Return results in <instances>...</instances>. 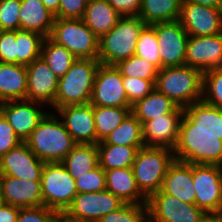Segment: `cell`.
Segmentation results:
<instances>
[{"mask_svg":"<svg viewBox=\"0 0 222 222\" xmlns=\"http://www.w3.org/2000/svg\"><path fill=\"white\" fill-rule=\"evenodd\" d=\"M183 110L175 160L222 166V109L202 100Z\"/></svg>","mask_w":222,"mask_h":222,"instance_id":"cell-1","label":"cell"},{"mask_svg":"<svg viewBox=\"0 0 222 222\" xmlns=\"http://www.w3.org/2000/svg\"><path fill=\"white\" fill-rule=\"evenodd\" d=\"M57 115L47 113L25 141L44 163L62 162L76 145Z\"/></svg>","mask_w":222,"mask_h":222,"instance_id":"cell-2","label":"cell"},{"mask_svg":"<svg viewBox=\"0 0 222 222\" xmlns=\"http://www.w3.org/2000/svg\"><path fill=\"white\" fill-rule=\"evenodd\" d=\"M204 72L187 65L159 70L155 89L179 107L185 108L203 98Z\"/></svg>","mask_w":222,"mask_h":222,"instance_id":"cell-3","label":"cell"},{"mask_svg":"<svg viewBox=\"0 0 222 222\" xmlns=\"http://www.w3.org/2000/svg\"><path fill=\"white\" fill-rule=\"evenodd\" d=\"M99 60L76 59L70 69L58 80L54 109L90 103Z\"/></svg>","mask_w":222,"mask_h":222,"instance_id":"cell-4","label":"cell"},{"mask_svg":"<svg viewBox=\"0 0 222 222\" xmlns=\"http://www.w3.org/2000/svg\"><path fill=\"white\" fill-rule=\"evenodd\" d=\"M145 25L139 16H122L117 25L99 39L100 64L115 66L132 57Z\"/></svg>","mask_w":222,"mask_h":222,"instance_id":"cell-5","label":"cell"},{"mask_svg":"<svg viewBox=\"0 0 222 222\" xmlns=\"http://www.w3.org/2000/svg\"><path fill=\"white\" fill-rule=\"evenodd\" d=\"M174 160L172 149L147 146L138 149L132 170L138 188L147 198L161 190L167 170Z\"/></svg>","mask_w":222,"mask_h":222,"instance_id":"cell-6","label":"cell"},{"mask_svg":"<svg viewBox=\"0 0 222 222\" xmlns=\"http://www.w3.org/2000/svg\"><path fill=\"white\" fill-rule=\"evenodd\" d=\"M49 38L77 59L98 60L99 38L82 19L55 18Z\"/></svg>","mask_w":222,"mask_h":222,"instance_id":"cell-7","label":"cell"},{"mask_svg":"<svg viewBox=\"0 0 222 222\" xmlns=\"http://www.w3.org/2000/svg\"><path fill=\"white\" fill-rule=\"evenodd\" d=\"M43 206L63 214L78 194L75 179L61 162L45 163L41 175Z\"/></svg>","mask_w":222,"mask_h":222,"instance_id":"cell-8","label":"cell"},{"mask_svg":"<svg viewBox=\"0 0 222 222\" xmlns=\"http://www.w3.org/2000/svg\"><path fill=\"white\" fill-rule=\"evenodd\" d=\"M124 204L107 189L99 192L78 193L72 204L62 214V222L100 220Z\"/></svg>","mask_w":222,"mask_h":222,"instance_id":"cell-9","label":"cell"},{"mask_svg":"<svg viewBox=\"0 0 222 222\" xmlns=\"http://www.w3.org/2000/svg\"><path fill=\"white\" fill-rule=\"evenodd\" d=\"M195 204L207 214H218L222 205V166L193 164Z\"/></svg>","mask_w":222,"mask_h":222,"instance_id":"cell-10","label":"cell"},{"mask_svg":"<svg viewBox=\"0 0 222 222\" xmlns=\"http://www.w3.org/2000/svg\"><path fill=\"white\" fill-rule=\"evenodd\" d=\"M148 222H198L206 213L161 190L147 198Z\"/></svg>","mask_w":222,"mask_h":222,"instance_id":"cell-11","label":"cell"},{"mask_svg":"<svg viewBox=\"0 0 222 222\" xmlns=\"http://www.w3.org/2000/svg\"><path fill=\"white\" fill-rule=\"evenodd\" d=\"M121 72L116 66L100 64L93 85L90 104L108 107H128L129 104L123 87Z\"/></svg>","mask_w":222,"mask_h":222,"instance_id":"cell-12","label":"cell"},{"mask_svg":"<svg viewBox=\"0 0 222 222\" xmlns=\"http://www.w3.org/2000/svg\"><path fill=\"white\" fill-rule=\"evenodd\" d=\"M156 32L161 58V69L185 65L186 44L189 38L180 22H163L151 25Z\"/></svg>","mask_w":222,"mask_h":222,"instance_id":"cell-13","label":"cell"},{"mask_svg":"<svg viewBox=\"0 0 222 222\" xmlns=\"http://www.w3.org/2000/svg\"><path fill=\"white\" fill-rule=\"evenodd\" d=\"M178 21L189 36H210L222 33V9L194 3H181Z\"/></svg>","mask_w":222,"mask_h":222,"instance_id":"cell-14","label":"cell"},{"mask_svg":"<svg viewBox=\"0 0 222 222\" xmlns=\"http://www.w3.org/2000/svg\"><path fill=\"white\" fill-rule=\"evenodd\" d=\"M185 65L203 72L222 68V33L210 36H189Z\"/></svg>","mask_w":222,"mask_h":222,"instance_id":"cell-15","label":"cell"},{"mask_svg":"<svg viewBox=\"0 0 222 222\" xmlns=\"http://www.w3.org/2000/svg\"><path fill=\"white\" fill-rule=\"evenodd\" d=\"M44 165L27 143L22 142L0 158V175L41 181Z\"/></svg>","mask_w":222,"mask_h":222,"instance_id":"cell-16","label":"cell"},{"mask_svg":"<svg viewBox=\"0 0 222 222\" xmlns=\"http://www.w3.org/2000/svg\"><path fill=\"white\" fill-rule=\"evenodd\" d=\"M56 112L76 144H97L92 104L63 106Z\"/></svg>","mask_w":222,"mask_h":222,"instance_id":"cell-17","label":"cell"},{"mask_svg":"<svg viewBox=\"0 0 222 222\" xmlns=\"http://www.w3.org/2000/svg\"><path fill=\"white\" fill-rule=\"evenodd\" d=\"M27 68L26 100L49 104L54 108V100L59 78L42 57L32 61Z\"/></svg>","mask_w":222,"mask_h":222,"instance_id":"cell-18","label":"cell"},{"mask_svg":"<svg viewBox=\"0 0 222 222\" xmlns=\"http://www.w3.org/2000/svg\"><path fill=\"white\" fill-rule=\"evenodd\" d=\"M35 104L41 105L29 100H9L0 104V112L22 142L29 138L32 131L47 114L37 108Z\"/></svg>","mask_w":222,"mask_h":222,"instance_id":"cell-19","label":"cell"},{"mask_svg":"<svg viewBox=\"0 0 222 222\" xmlns=\"http://www.w3.org/2000/svg\"><path fill=\"white\" fill-rule=\"evenodd\" d=\"M184 110L178 107L173 113L146 121L142 125L143 143L147 147L174 149Z\"/></svg>","mask_w":222,"mask_h":222,"instance_id":"cell-20","label":"cell"},{"mask_svg":"<svg viewBox=\"0 0 222 222\" xmlns=\"http://www.w3.org/2000/svg\"><path fill=\"white\" fill-rule=\"evenodd\" d=\"M0 199L18 208L43 206L41 181L0 175Z\"/></svg>","mask_w":222,"mask_h":222,"instance_id":"cell-21","label":"cell"},{"mask_svg":"<svg viewBox=\"0 0 222 222\" xmlns=\"http://www.w3.org/2000/svg\"><path fill=\"white\" fill-rule=\"evenodd\" d=\"M161 191L188 204H195L193 164L174 160L164 177Z\"/></svg>","mask_w":222,"mask_h":222,"instance_id":"cell-22","label":"cell"},{"mask_svg":"<svg viewBox=\"0 0 222 222\" xmlns=\"http://www.w3.org/2000/svg\"><path fill=\"white\" fill-rule=\"evenodd\" d=\"M106 189L128 204H147V197L137 186L132 167L105 171Z\"/></svg>","mask_w":222,"mask_h":222,"instance_id":"cell-23","label":"cell"},{"mask_svg":"<svg viewBox=\"0 0 222 222\" xmlns=\"http://www.w3.org/2000/svg\"><path fill=\"white\" fill-rule=\"evenodd\" d=\"M20 30L33 31L49 37L55 16L41 0H21Z\"/></svg>","mask_w":222,"mask_h":222,"instance_id":"cell-24","label":"cell"},{"mask_svg":"<svg viewBox=\"0 0 222 222\" xmlns=\"http://www.w3.org/2000/svg\"><path fill=\"white\" fill-rule=\"evenodd\" d=\"M26 94V66L0 62V100H26Z\"/></svg>","mask_w":222,"mask_h":222,"instance_id":"cell-25","label":"cell"},{"mask_svg":"<svg viewBox=\"0 0 222 222\" xmlns=\"http://www.w3.org/2000/svg\"><path fill=\"white\" fill-rule=\"evenodd\" d=\"M121 17L107 0H95L87 3L82 20L100 39L117 25Z\"/></svg>","mask_w":222,"mask_h":222,"instance_id":"cell-26","label":"cell"},{"mask_svg":"<svg viewBox=\"0 0 222 222\" xmlns=\"http://www.w3.org/2000/svg\"><path fill=\"white\" fill-rule=\"evenodd\" d=\"M179 106L165 94L154 89L143 99L132 105L131 113L143 125L146 121L173 113Z\"/></svg>","mask_w":222,"mask_h":222,"instance_id":"cell-27","label":"cell"},{"mask_svg":"<svg viewBox=\"0 0 222 222\" xmlns=\"http://www.w3.org/2000/svg\"><path fill=\"white\" fill-rule=\"evenodd\" d=\"M61 163L77 179L99 165L97 144H76Z\"/></svg>","mask_w":222,"mask_h":222,"instance_id":"cell-28","label":"cell"},{"mask_svg":"<svg viewBox=\"0 0 222 222\" xmlns=\"http://www.w3.org/2000/svg\"><path fill=\"white\" fill-rule=\"evenodd\" d=\"M181 0H141L139 17L146 25L177 21Z\"/></svg>","mask_w":222,"mask_h":222,"instance_id":"cell-29","label":"cell"},{"mask_svg":"<svg viewBox=\"0 0 222 222\" xmlns=\"http://www.w3.org/2000/svg\"><path fill=\"white\" fill-rule=\"evenodd\" d=\"M143 146L97 144L99 166L106 170L132 167L135 156Z\"/></svg>","mask_w":222,"mask_h":222,"instance_id":"cell-30","label":"cell"},{"mask_svg":"<svg viewBox=\"0 0 222 222\" xmlns=\"http://www.w3.org/2000/svg\"><path fill=\"white\" fill-rule=\"evenodd\" d=\"M98 144L145 146L141 122L130 112L122 123Z\"/></svg>","mask_w":222,"mask_h":222,"instance_id":"cell-31","label":"cell"},{"mask_svg":"<svg viewBox=\"0 0 222 222\" xmlns=\"http://www.w3.org/2000/svg\"><path fill=\"white\" fill-rule=\"evenodd\" d=\"M131 112L128 107H108L93 105L97 144L117 128Z\"/></svg>","mask_w":222,"mask_h":222,"instance_id":"cell-32","label":"cell"},{"mask_svg":"<svg viewBox=\"0 0 222 222\" xmlns=\"http://www.w3.org/2000/svg\"><path fill=\"white\" fill-rule=\"evenodd\" d=\"M41 57L58 78H61L77 59L68 49L56 44L49 37L44 38Z\"/></svg>","mask_w":222,"mask_h":222,"instance_id":"cell-33","label":"cell"},{"mask_svg":"<svg viewBox=\"0 0 222 222\" xmlns=\"http://www.w3.org/2000/svg\"><path fill=\"white\" fill-rule=\"evenodd\" d=\"M44 36L33 31L16 30L17 64L28 66L41 57Z\"/></svg>","mask_w":222,"mask_h":222,"instance_id":"cell-34","label":"cell"},{"mask_svg":"<svg viewBox=\"0 0 222 222\" xmlns=\"http://www.w3.org/2000/svg\"><path fill=\"white\" fill-rule=\"evenodd\" d=\"M115 66L122 76L137 77L150 81H156L160 70L156 65L136 55L120 61Z\"/></svg>","mask_w":222,"mask_h":222,"instance_id":"cell-35","label":"cell"},{"mask_svg":"<svg viewBox=\"0 0 222 222\" xmlns=\"http://www.w3.org/2000/svg\"><path fill=\"white\" fill-rule=\"evenodd\" d=\"M158 39L155 29L151 25H145L139 33L135 54L161 69Z\"/></svg>","mask_w":222,"mask_h":222,"instance_id":"cell-36","label":"cell"},{"mask_svg":"<svg viewBox=\"0 0 222 222\" xmlns=\"http://www.w3.org/2000/svg\"><path fill=\"white\" fill-rule=\"evenodd\" d=\"M202 100L222 109V68H214L204 72Z\"/></svg>","mask_w":222,"mask_h":222,"instance_id":"cell-37","label":"cell"},{"mask_svg":"<svg viewBox=\"0 0 222 222\" xmlns=\"http://www.w3.org/2000/svg\"><path fill=\"white\" fill-rule=\"evenodd\" d=\"M100 222H148L146 204L124 203L120 208L103 216Z\"/></svg>","mask_w":222,"mask_h":222,"instance_id":"cell-38","label":"cell"},{"mask_svg":"<svg viewBox=\"0 0 222 222\" xmlns=\"http://www.w3.org/2000/svg\"><path fill=\"white\" fill-rule=\"evenodd\" d=\"M129 104L132 106L155 89V82L137 77L122 76Z\"/></svg>","mask_w":222,"mask_h":222,"instance_id":"cell-39","label":"cell"},{"mask_svg":"<svg viewBox=\"0 0 222 222\" xmlns=\"http://www.w3.org/2000/svg\"><path fill=\"white\" fill-rule=\"evenodd\" d=\"M78 193L99 192L106 189L105 170L99 165L75 179Z\"/></svg>","mask_w":222,"mask_h":222,"instance_id":"cell-40","label":"cell"},{"mask_svg":"<svg viewBox=\"0 0 222 222\" xmlns=\"http://www.w3.org/2000/svg\"><path fill=\"white\" fill-rule=\"evenodd\" d=\"M21 0H0V31L20 30Z\"/></svg>","mask_w":222,"mask_h":222,"instance_id":"cell-41","label":"cell"},{"mask_svg":"<svg viewBox=\"0 0 222 222\" xmlns=\"http://www.w3.org/2000/svg\"><path fill=\"white\" fill-rule=\"evenodd\" d=\"M17 222H62V214L45 206L19 208Z\"/></svg>","mask_w":222,"mask_h":222,"instance_id":"cell-42","label":"cell"},{"mask_svg":"<svg viewBox=\"0 0 222 222\" xmlns=\"http://www.w3.org/2000/svg\"><path fill=\"white\" fill-rule=\"evenodd\" d=\"M0 62L17 64L16 30L0 31Z\"/></svg>","mask_w":222,"mask_h":222,"instance_id":"cell-43","label":"cell"},{"mask_svg":"<svg viewBox=\"0 0 222 222\" xmlns=\"http://www.w3.org/2000/svg\"><path fill=\"white\" fill-rule=\"evenodd\" d=\"M20 143H22L21 139L0 112V158Z\"/></svg>","mask_w":222,"mask_h":222,"instance_id":"cell-44","label":"cell"},{"mask_svg":"<svg viewBox=\"0 0 222 222\" xmlns=\"http://www.w3.org/2000/svg\"><path fill=\"white\" fill-rule=\"evenodd\" d=\"M86 5L85 0H60L58 18L82 19Z\"/></svg>","mask_w":222,"mask_h":222,"instance_id":"cell-45","label":"cell"},{"mask_svg":"<svg viewBox=\"0 0 222 222\" xmlns=\"http://www.w3.org/2000/svg\"><path fill=\"white\" fill-rule=\"evenodd\" d=\"M121 16H139L141 0H107Z\"/></svg>","mask_w":222,"mask_h":222,"instance_id":"cell-46","label":"cell"},{"mask_svg":"<svg viewBox=\"0 0 222 222\" xmlns=\"http://www.w3.org/2000/svg\"><path fill=\"white\" fill-rule=\"evenodd\" d=\"M19 208L0 202V222H17Z\"/></svg>","mask_w":222,"mask_h":222,"instance_id":"cell-47","label":"cell"},{"mask_svg":"<svg viewBox=\"0 0 222 222\" xmlns=\"http://www.w3.org/2000/svg\"><path fill=\"white\" fill-rule=\"evenodd\" d=\"M181 3H194L202 6L222 9V0H181Z\"/></svg>","mask_w":222,"mask_h":222,"instance_id":"cell-48","label":"cell"},{"mask_svg":"<svg viewBox=\"0 0 222 222\" xmlns=\"http://www.w3.org/2000/svg\"><path fill=\"white\" fill-rule=\"evenodd\" d=\"M44 6L54 14L55 18H58V9L60 0H41Z\"/></svg>","mask_w":222,"mask_h":222,"instance_id":"cell-49","label":"cell"},{"mask_svg":"<svg viewBox=\"0 0 222 222\" xmlns=\"http://www.w3.org/2000/svg\"><path fill=\"white\" fill-rule=\"evenodd\" d=\"M198 222H221L218 214H205Z\"/></svg>","mask_w":222,"mask_h":222,"instance_id":"cell-50","label":"cell"},{"mask_svg":"<svg viewBox=\"0 0 222 222\" xmlns=\"http://www.w3.org/2000/svg\"><path fill=\"white\" fill-rule=\"evenodd\" d=\"M218 215H219L220 220H221V222H222V205H221V208H220V211H219Z\"/></svg>","mask_w":222,"mask_h":222,"instance_id":"cell-51","label":"cell"},{"mask_svg":"<svg viewBox=\"0 0 222 222\" xmlns=\"http://www.w3.org/2000/svg\"><path fill=\"white\" fill-rule=\"evenodd\" d=\"M95 0H85L86 3H90V2H93Z\"/></svg>","mask_w":222,"mask_h":222,"instance_id":"cell-52","label":"cell"},{"mask_svg":"<svg viewBox=\"0 0 222 222\" xmlns=\"http://www.w3.org/2000/svg\"><path fill=\"white\" fill-rule=\"evenodd\" d=\"M84 222H100L98 220H92V221H84Z\"/></svg>","mask_w":222,"mask_h":222,"instance_id":"cell-53","label":"cell"}]
</instances>
